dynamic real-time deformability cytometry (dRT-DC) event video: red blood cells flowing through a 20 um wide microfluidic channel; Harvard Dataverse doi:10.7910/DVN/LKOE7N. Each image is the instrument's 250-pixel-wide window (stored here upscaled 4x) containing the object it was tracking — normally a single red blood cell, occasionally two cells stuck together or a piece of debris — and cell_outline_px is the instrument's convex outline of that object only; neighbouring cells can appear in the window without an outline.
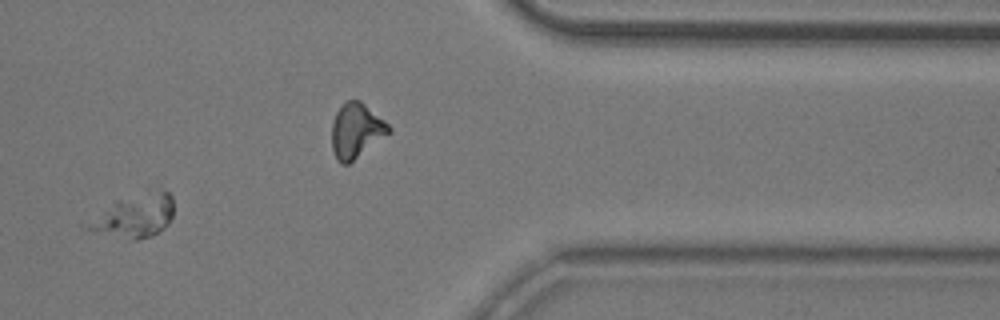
{"species": "common noctule bat (a hibernating species)", "species_latin": "Nyctalus noctula", "temperature_condition": "room temperature", "stored_images_in_passage": 14, "camera_frame_rate_fps": 3000, "um_per_image_px": 0.085, "animal": {"sex": "male", "body_mass_g": 20.5, "forearm_length_mm": 52.5}, "frame": {"image": 1, "passage_image": 11, "time_ms": 3.333, "image_size_px": [1000, 320], "cell_outline_px": [[172, 216], [168, 224], [164, 228], [152, 236], [136, 240], [132, 240], [80, 228], [116, 200], [164, 188], [172, 196]], "centroid_in_image_um": [11.44, 18.36], "position_along_channel_um": 400.0, "area_um2": 21.33}}